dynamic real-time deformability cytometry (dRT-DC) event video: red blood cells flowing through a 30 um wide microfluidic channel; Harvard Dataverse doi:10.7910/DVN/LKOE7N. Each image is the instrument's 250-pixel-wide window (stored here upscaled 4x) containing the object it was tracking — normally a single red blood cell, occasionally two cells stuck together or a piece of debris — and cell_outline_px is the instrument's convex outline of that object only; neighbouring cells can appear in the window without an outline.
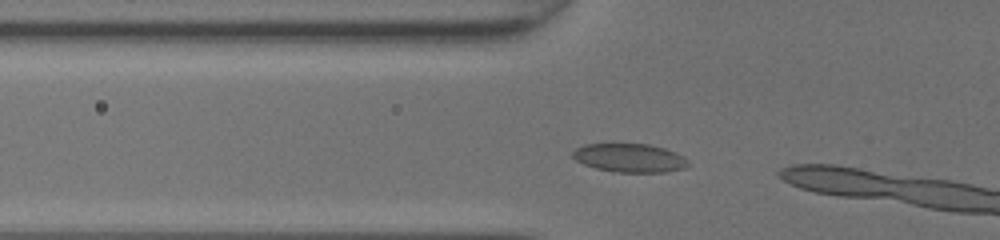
{"species": "common noctule bat (a hibernating species)", "species_latin": "Nyctalus noctula", "temperature_condition": "room temperature", "stored_images_in_passage": 6, "camera_frame_rate_fps": 3000, "um_per_image_px": 0.085, "animal": {"sex": "female", "body_mass_g": 20.0, "forearm_length_mm": 54.0}, "frame": {"image": 1, "passage_image": 3, "time_ms": 0.667, "image_size_px": [1000, 240], "cell_outline_px": [[692, 164], [684, 168], [664, 172], [612, 172], [596, 168], [584, 164], [576, 160], [572, 156], [572, 152], [576, 148], [584, 144], [648, 144], [664, 148], [676, 152], [684, 156]], "centroid_in_image_um": [53.55, 13.42], "position_along_channel_um": 72.3, "area_um2": 19.36}}